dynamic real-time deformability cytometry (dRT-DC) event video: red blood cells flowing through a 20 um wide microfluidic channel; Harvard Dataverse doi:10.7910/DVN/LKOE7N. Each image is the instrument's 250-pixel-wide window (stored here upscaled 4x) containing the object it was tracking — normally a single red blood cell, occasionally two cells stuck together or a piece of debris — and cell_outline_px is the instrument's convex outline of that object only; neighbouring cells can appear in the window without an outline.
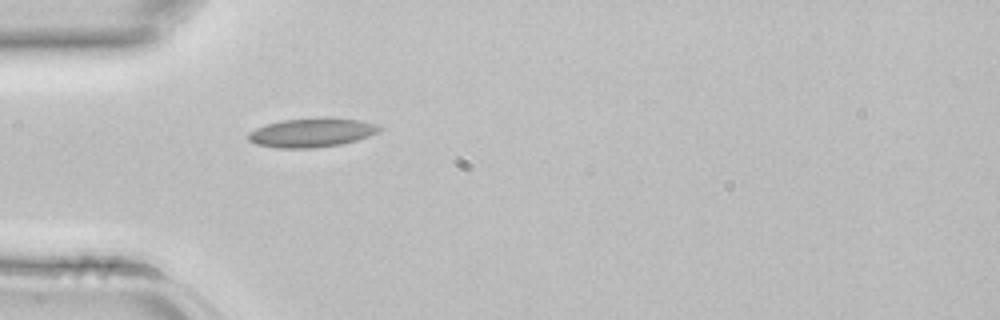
{"species": "common noctule bat (a hibernating species)", "species_latin": "Nyctalus noctula", "temperature_condition": "room temperature", "stored_images_in_passage": 1, "camera_frame_rate_fps": 3000, "um_per_image_px": 0.085, "animal": {"sex": "female", "body_mass_g": 22.7, "forearm_length_mm": 54.2}, "frame": {"image": 1, "passage_image": 1, "time_ms": 0.0, "image_size_px": [1000, 320], "cell_outline_px": [[384, 128], [380, 132], [356, 140], [340, 144], [312, 148], [276, 148], [256, 144], [248, 140], [248, 132], [264, 124], [280, 120], [360, 120], [376, 124]], "centroid_in_image_um": [26.45, 11.31], "position_along_channel_um": 58.6, "area_um2": 21.44}}